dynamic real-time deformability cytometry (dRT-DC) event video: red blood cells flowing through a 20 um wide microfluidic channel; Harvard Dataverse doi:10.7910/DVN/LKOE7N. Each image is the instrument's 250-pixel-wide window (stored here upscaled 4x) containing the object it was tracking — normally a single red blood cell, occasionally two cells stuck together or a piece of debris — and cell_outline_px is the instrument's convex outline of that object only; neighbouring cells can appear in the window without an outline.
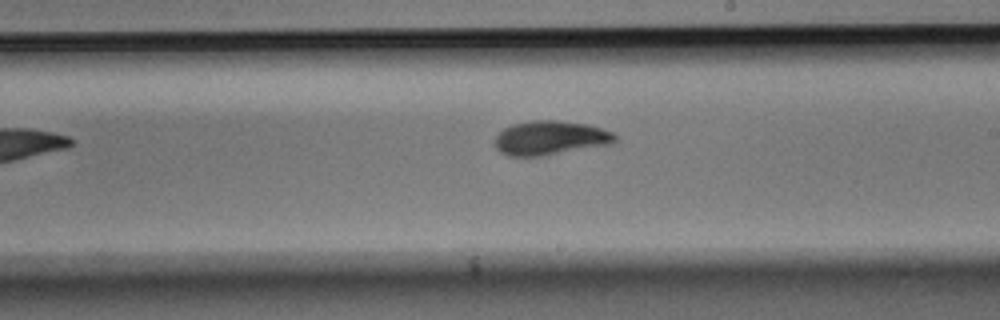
{"species": "Egyptian fruit bat (a non-hibernating species)", "species_latin": "Rousettus aegyptiacus", "temperature_condition": "room temperature", "stored_images_in_passage": 8, "camera_frame_rate_fps": 3000, "um_per_image_px": 0.085, "animal": {"sex": "male"}, "frame": {"image": 1, "passage_image": 7, "time_ms": 2.0, "image_size_px": [1000, 320], "cell_outline_px": [[616, 140], [612, 144], [540, 156], [508, 156], [500, 152], [496, 148], [496, 136], [504, 128], [512, 124], [532, 120], [556, 120], [588, 124], [612, 132], [616, 136]], "centroid_in_image_um": [46.77, 11.72], "position_along_channel_um": 242.2, "area_um2": 23.81}}
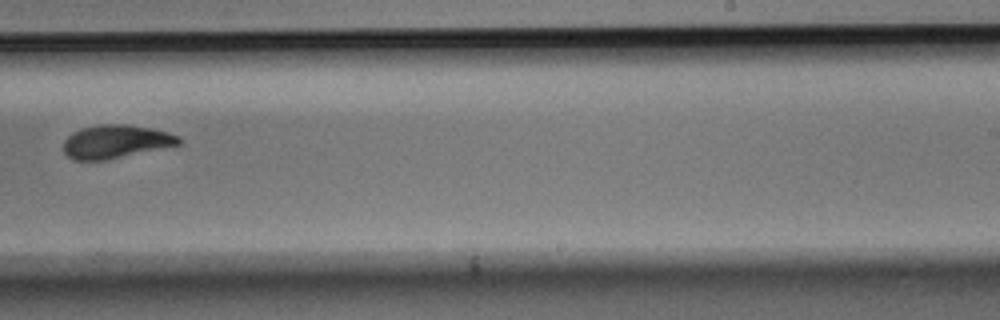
{"frame": {"image": 2, "passage_image": 8, "time_ms": 2.333, "image_size_px": [1000, 320], "cell_outline_px": [[184, 140], [180, 144], [104, 160], [72, 160], [64, 152], [64, 140], [72, 132], [80, 128], [100, 124], [128, 124], [152, 128], [168, 132], [180, 136]], "centroid_in_image_um": [9.84, 12.02], "position_along_channel_um": 279.2, "area_um2": 22.43}}